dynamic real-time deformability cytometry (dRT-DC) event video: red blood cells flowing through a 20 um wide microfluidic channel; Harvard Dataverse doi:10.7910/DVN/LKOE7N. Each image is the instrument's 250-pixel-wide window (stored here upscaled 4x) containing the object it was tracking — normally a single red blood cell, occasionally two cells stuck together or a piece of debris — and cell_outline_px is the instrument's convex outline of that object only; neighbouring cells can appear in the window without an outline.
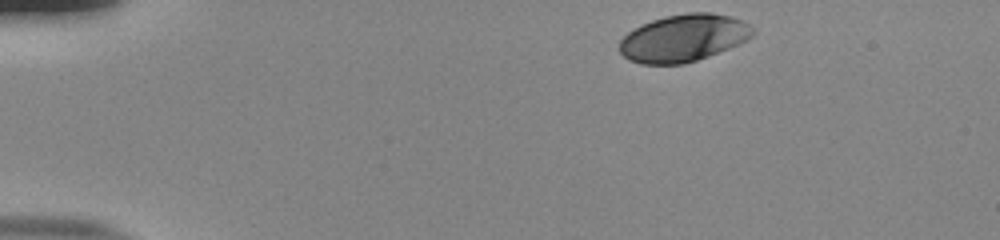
{"species": "human", "species_latin": "Homo sapiens", "temperature_condition": "room temperature", "stored_images_in_passage": 39, "camera_frame_rate_fps": 3000, "um_per_image_px": 0.085, "donor": {"sex": "male"}, "frame": {"image": 1, "passage_image": 1, "time_ms": 0.0, "image_size_px": [1000, 240], "cell_outline_px": [[756, 32], [752, 36], [728, 48], [708, 56], [684, 64], [640, 64], [628, 60], [620, 52], [620, 40], [628, 32], [652, 20], [664, 16], [688, 12], [712, 12], [732, 16], [744, 20], [756, 28]], "centroid_in_image_um": [58.13, 3.22], "position_along_channel_um": 26.9, "area_um2": 36.82}}
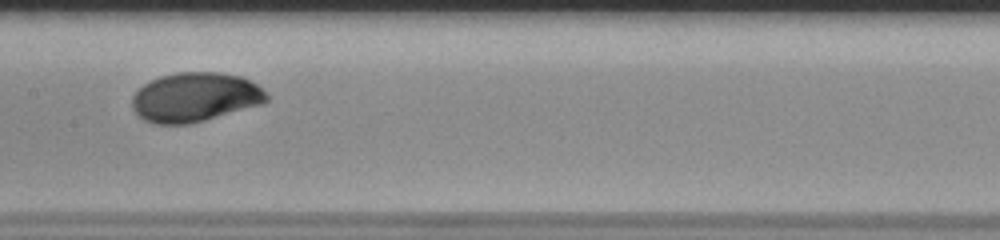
{"frame": {"image": 2, "passage_image": 21, "time_ms": 6.667, "image_size_px": [1000, 240], "cell_outline_px": [[268, 100], [264, 104], [204, 120], [188, 124], [156, 124], [144, 120], [132, 108], [132, 96], [144, 84], [160, 76], [176, 72], [220, 72], [240, 76], [256, 84], [268, 96]], "centroid_in_image_um": [16.58, 8.26], "position_along_channel_um": 190.8, "area_um2": 38.49}}
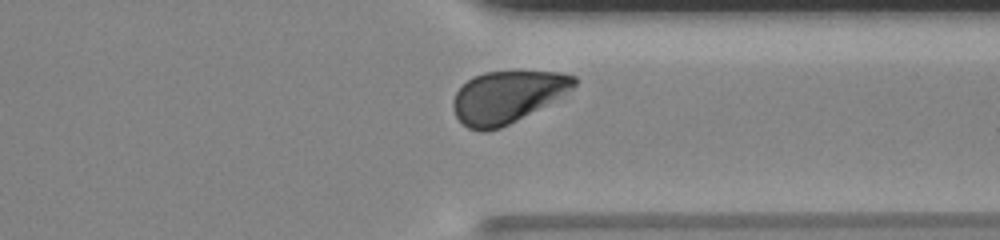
{"frame": {"image": 3, "passage_image": 35, "time_ms": 11.333, "image_size_px": [1000, 240], "cell_outline_px": [[580, 80], [572, 88], [544, 104], [508, 124], [500, 128], [488, 132], [480, 132], [468, 128], [456, 116], [452, 108], [452, 100], [456, 92], [472, 76], [484, 72], [560, 72], [576, 76]], "centroid_in_image_um": [43.05, 8.23], "position_along_channel_um": 368.3, "area_um2": 35.95}, "authors_computed_cell_mechanics": {"area_um2": 37.9168, "velocity_mm_per_s": 3.8022, "shape_relaxation_time_tau1_ms": 2.6557, "shape_relaxation_time_tau2_ms": null, "deformation_change_tau1": 0.142, "deformation_change_tau2": null}}